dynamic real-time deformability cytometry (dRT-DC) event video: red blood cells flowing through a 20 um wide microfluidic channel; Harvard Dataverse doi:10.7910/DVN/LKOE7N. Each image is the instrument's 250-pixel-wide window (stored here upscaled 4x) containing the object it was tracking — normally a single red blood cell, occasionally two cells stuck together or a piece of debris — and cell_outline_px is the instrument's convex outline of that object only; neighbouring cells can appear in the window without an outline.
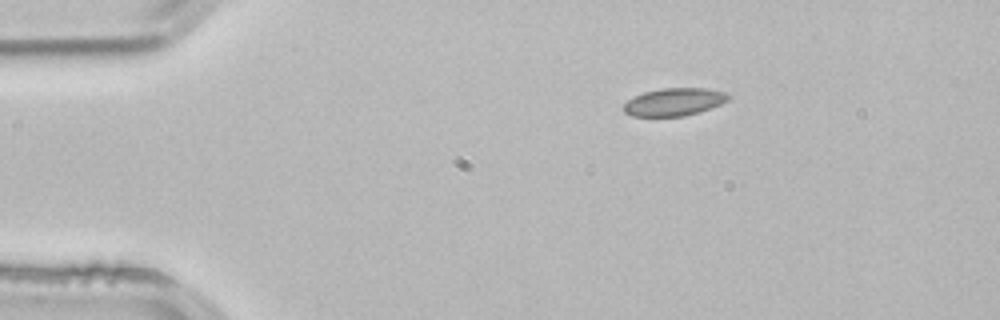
{"species": "common noctule bat (a hibernating species)", "species_latin": "Nyctalus noctula", "temperature_condition": "room temperature", "stored_images_in_passage": 4, "segment_of_instrument_passage": [2, 2], "camera_frame_rate_fps": 3000, "um_per_image_px": 0.085, "animal": {"sex": "male", "body_mass_g": 21.5, "forearm_length_mm": 52.0}, "frame": {"image": 1, "passage_image": 4, "time_ms": 1.0, "image_size_px": [1000, 320], "cell_outline_px": [[728, 100], [720, 104], [700, 112], [684, 116], [632, 116], [624, 112], [624, 104], [632, 96], [644, 92], [660, 88], [708, 88], [728, 92]], "centroid_in_image_um": [57.3, 8.65], "position_along_channel_um": 27.7, "area_um2": 16.99}}